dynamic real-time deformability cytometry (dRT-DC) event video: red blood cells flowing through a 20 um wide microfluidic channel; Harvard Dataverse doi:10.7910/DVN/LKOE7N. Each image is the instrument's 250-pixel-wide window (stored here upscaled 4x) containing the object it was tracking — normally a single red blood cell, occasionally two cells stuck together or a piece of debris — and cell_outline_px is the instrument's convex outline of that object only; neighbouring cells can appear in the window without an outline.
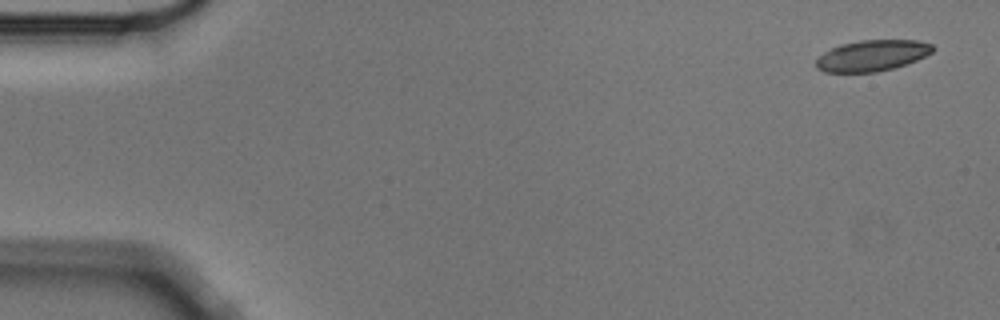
{"species": "Egyptian fruit bat (a non-hibernating species)", "species_latin": "Rousettus aegyptiacus", "temperature_condition": "cold", "stored_images_in_passage": 5, "camera_frame_rate_fps": 3000, "um_per_image_px": 0.085, "animal": {"sex": "male"}, "frame": {"image": 1, "passage_image": 1, "time_ms": 0.0, "image_size_px": [1000, 320], "cell_outline_px": [[936, 48], [932, 52], [916, 60], [892, 68], [876, 72], [824, 72], [816, 68], [816, 60], [824, 52], [840, 44], [860, 40], [920, 40], [932, 44]], "centroid_in_image_um": [74.13, 4.71], "position_along_channel_um": 10.9, "area_um2": 21.04}}
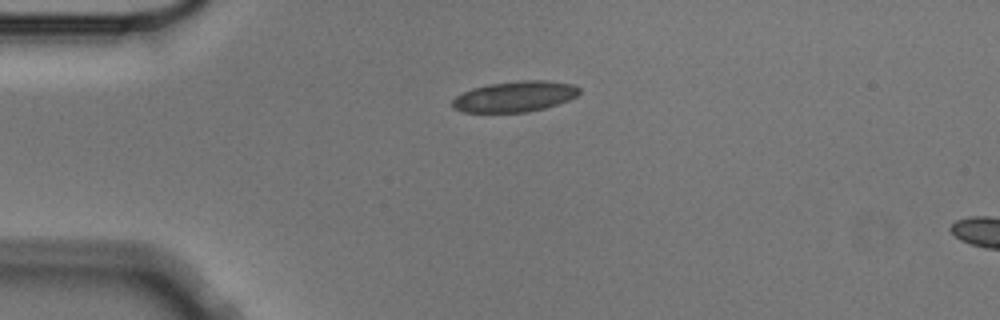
{"frame": {"image": 2, "passage_image": 4, "time_ms": 1.0, "image_size_px": [1000, 320], "cell_outline_px": [[580, 92], [576, 96], [568, 100], [544, 108], [528, 112], [464, 112], [452, 108], [452, 100], [456, 96], [472, 88], [488, 84], [520, 80], [548, 80], [572, 84], [580, 88]], "centroid_in_image_um": [43.75, 8.2], "position_along_channel_um": 41.2, "area_um2": 22.72}}